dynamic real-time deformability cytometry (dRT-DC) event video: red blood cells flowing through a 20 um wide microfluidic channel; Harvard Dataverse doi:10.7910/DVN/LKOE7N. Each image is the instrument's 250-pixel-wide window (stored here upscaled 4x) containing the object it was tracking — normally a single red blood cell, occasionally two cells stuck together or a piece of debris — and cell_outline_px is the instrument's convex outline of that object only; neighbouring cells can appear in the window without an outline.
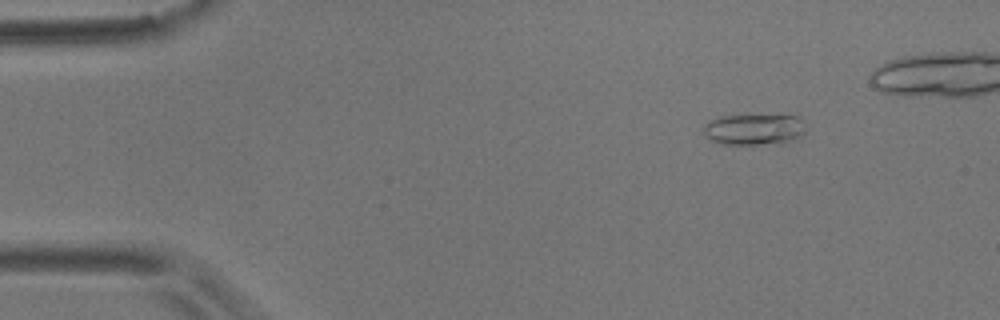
{"species": "common noctule bat (a hibernating species)", "species_latin": "Nyctalus noctula", "temperature_condition": "room temperature", "stored_images_in_passage": 9, "camera_frame_rate_fps": 3000, "um_per_image_px": 0.085, "animal": {"sex": "male", "body_mass_g": 17.9}, "frame": {"image": 1, "passage_image": 2, "time_ms": 0.333, "image_size_px": [1000, 320], "cell_outline_px": [[804, 132], [792, 140], [756, 144], [720, 144], [712, 140], [704, 132], [704, 124], [708, 120], [720, 116], [796, 112], [804, 120]], "centroid_in_image_um": [64.16, 10.91], "position_along_channel_um": 20.8, "area_um2": 19.19}}
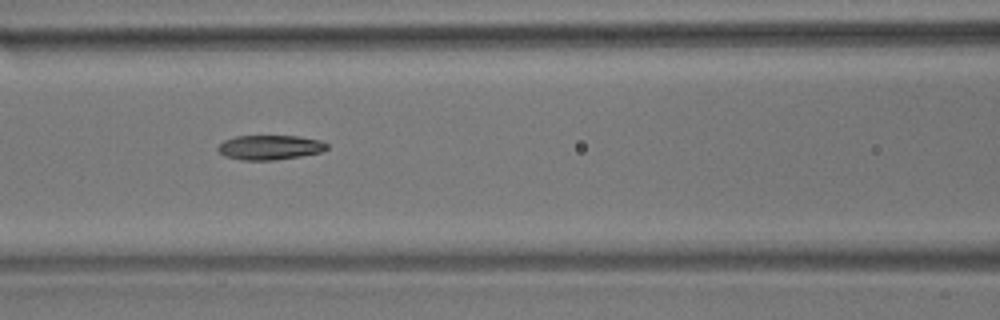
{"frame": {"image": 2, "passage_image": 7, "time_ms": 2.0, "image_size_px": [1000, 320], "cell_outline_px": [[328, 148], [320, 152], [300, 156], [272, 160], [240, 160], [224, 156], [216, 148], [224, 140], [236, 136], [300, 136], [320, 140], [328, 144]], "centroid_in_image_um": [22.93, 12.52], "position_along_channel_um": 143.7, "area_um2": 15.61}}
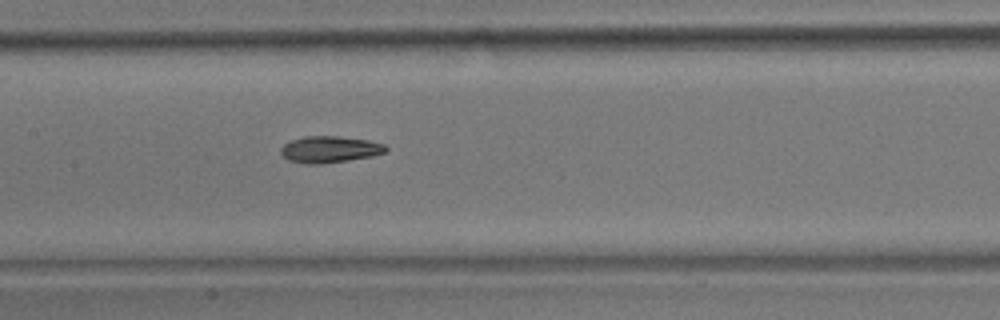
{"frame": {"image": 3, "passage_image": 8, "time_ms": 2.333, "image_size_px": [1000, 320], "cell_outline_px": [[388, 148], [384, 152], [372, 156], [348, 160], [320, 164], [304, 164], [288, 160], [280, 152], [280, 148], [284, 144], [292, 140], [304, 136], [336, 136], [368, 140], [384, 144]], "centroid_in_image_um": [28.0, 12.7], "position_along_channel_um": 179.4, "area_um2": 16.18}}